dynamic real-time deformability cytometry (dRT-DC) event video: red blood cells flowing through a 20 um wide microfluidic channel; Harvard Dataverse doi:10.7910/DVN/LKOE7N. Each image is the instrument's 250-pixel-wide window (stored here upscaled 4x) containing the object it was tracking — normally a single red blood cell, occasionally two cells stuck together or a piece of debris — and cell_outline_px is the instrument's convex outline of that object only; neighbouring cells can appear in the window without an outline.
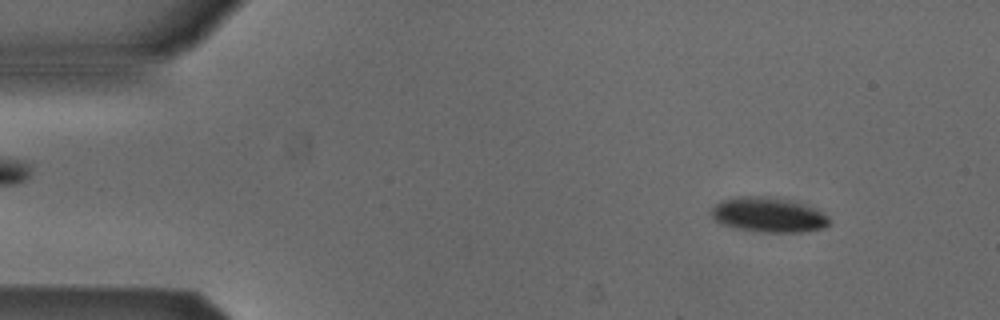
{"species": "Egyptian fruit bat (a non-hibernating species)", "species_latin": "Rousettus aegyptiacus", "temperature_condition": "cold", "stored_images_in_passage": 53, "camera_frame_rate_fps": 3000, "um_per_image_px": 0.085, "animal": {"sex": "male"}, "frame": {"image": 1, "passage_image": 6, "time_ms": 1.667, "image_size_px": [1000, 320], "cell_outline_px": [[828, 224], [824, 228], [800, 232], [760, 232], [736, 228], [724, 224], [716, 220], [712, 216], [712, 208], [716, 204], [724, 200], [736, 196], [776, 196], [796, 200], [816, 208], [828, 216]], "centroid_in_image_um": [65.36, 18.23], "position_along_channel_um": 19.6, "area_um2": 24.16}}
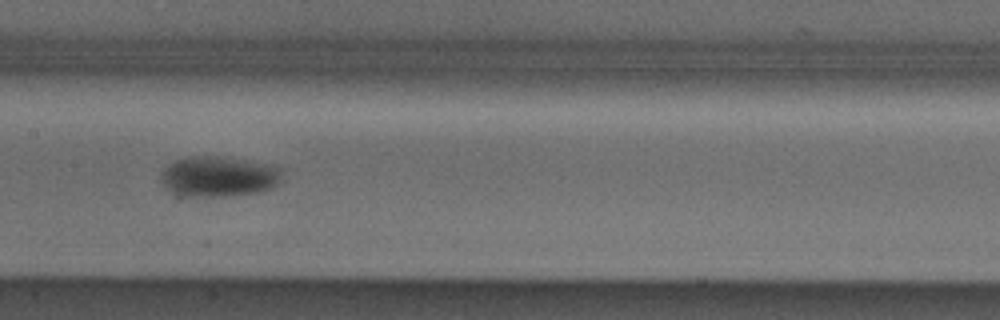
{"frame": {"image": 2, "passage_image": 26, "time_ms": 8.333, "image_size_px": [1000, 320], "cell_outline_px": [[280, 180], [272, 188], [260, 192], [224, 196], [188, 196], [164, 188], [160, 172], [168, 164], [176, 160], [192, 156], [216, 156], [244, 160], [264, 164], [280, 168]], "centroid_in_image_um": [18.55, 15.0], "position_along_channel_um": 188.9, "area_um2": 28.09}}
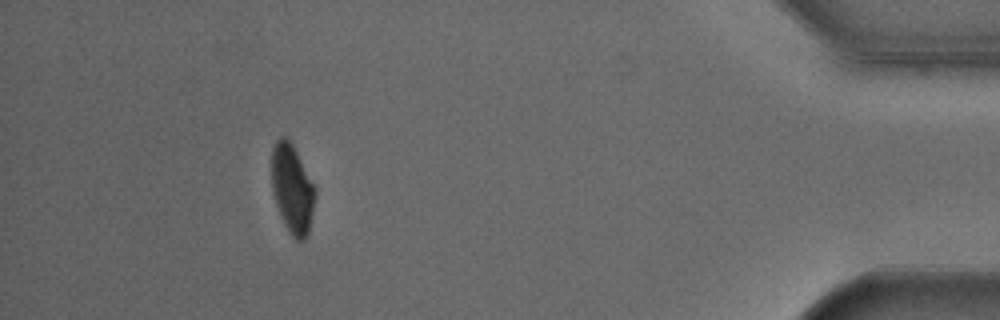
{"frame": {"image": 3, "passage_image": 48, "time_ms": 15.667, "image_size_px": [1000, 320], "cell_outline_px": [[316, 196], [308, 232], [304, 240], [296, 240], [288, 232], [280, 216], [272, 192], [272, 148], [276, 140], [280, 136], [288, 136], [316, 188]], "centroid_in_image_um": [24.83, 16.03], "position_along_channel_um": 410.4, "area_um2": 22.66}, "authors_computed_cell_mechanics": {"area_um2": 25.5476, "velocity_mm_per_s": 3.857, "shape_relaxation_time_tau1_ms": 2.5895, "shape_relaxation_time_tau2_ms": null, "deformation_change_tau1": 0.1043, "deformation_change_tau2": null}}